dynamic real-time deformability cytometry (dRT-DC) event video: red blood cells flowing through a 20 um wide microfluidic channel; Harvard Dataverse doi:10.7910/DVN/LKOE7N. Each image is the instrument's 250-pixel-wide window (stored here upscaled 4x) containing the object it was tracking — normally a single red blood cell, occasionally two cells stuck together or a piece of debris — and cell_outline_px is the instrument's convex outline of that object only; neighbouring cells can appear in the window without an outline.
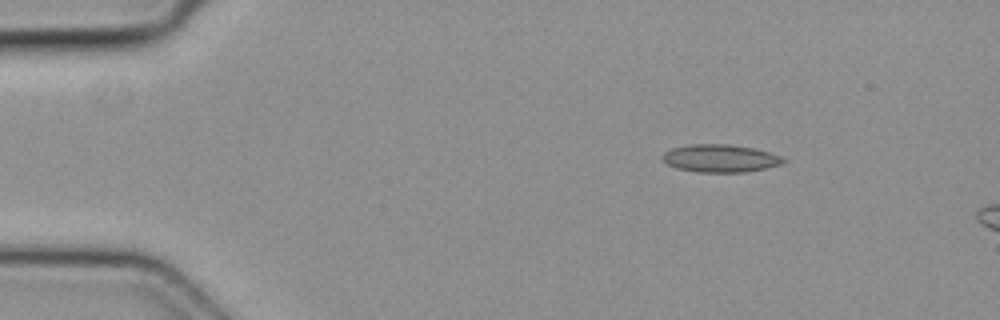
{"species": "common noctule bat (a hibernating species)", "species_latin": "Nyctalus noctula", "temperature_condition": "cold", "stored_images_in_passage": 3, "camera_frame_rate_fps": 3000, "um_per_image_px": 0.085, "animal": {"sex": "female", "body_mass_g": 19.3, "forearm_length_mm": 54.1}, "frame": {"image": 1, "passage_image": 1, "time_ms": 0.0, "image_size_px": [1000, 320], "cell_outline_px": [[788, 160], [780, 164], [764, 168], [744, 172], [700, 172], [676, 168], [668, 164], [660, 156], [664, 152], [672, 148], [688, 144], [728, 144], [752, 148], [768, 152], [780, 156]], "centroid_in_image_um": [61.18, 13.45], "position_along_channel_um": 23.8, "area_um2": 19.36}}